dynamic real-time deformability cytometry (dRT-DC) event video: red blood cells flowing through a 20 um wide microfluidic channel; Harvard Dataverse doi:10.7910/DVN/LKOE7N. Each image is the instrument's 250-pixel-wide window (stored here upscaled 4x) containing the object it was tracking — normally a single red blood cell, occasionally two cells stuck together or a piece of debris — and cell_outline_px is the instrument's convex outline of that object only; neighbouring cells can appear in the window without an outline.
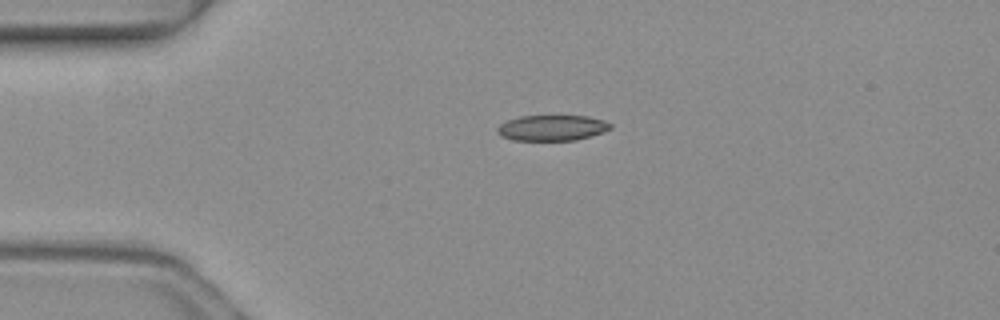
{"species": "common noctule bat (a hibernating species)", "species_latin": "Nyctalus noctula", "temperature_condition": "warm", "stored_images_in_passage": 5, "camera_frame_rate_fps": 3000, "um_per_image_px": 0.085, "animal": {"sex": "female", "body_mass_g": 19.3, "forearm_length_mm": 54.1}, "frame": {"image": 1, "passage_image": 5, "time_ms": 1.333, "image_size_px": [1000, 320], "cell_outline_px": [[612, 128], [592, 136], [576, 140], [512, 140], [500, 136], [496, 132], [496, 128], [500, 124], [508, 120], [520, 116], [588, 116], [604, 120], [612, 124]], "centroid_in_image_um": [46.92, 10.87], "position_along_channel_um": 38.1, "area_um2": 16.99}}